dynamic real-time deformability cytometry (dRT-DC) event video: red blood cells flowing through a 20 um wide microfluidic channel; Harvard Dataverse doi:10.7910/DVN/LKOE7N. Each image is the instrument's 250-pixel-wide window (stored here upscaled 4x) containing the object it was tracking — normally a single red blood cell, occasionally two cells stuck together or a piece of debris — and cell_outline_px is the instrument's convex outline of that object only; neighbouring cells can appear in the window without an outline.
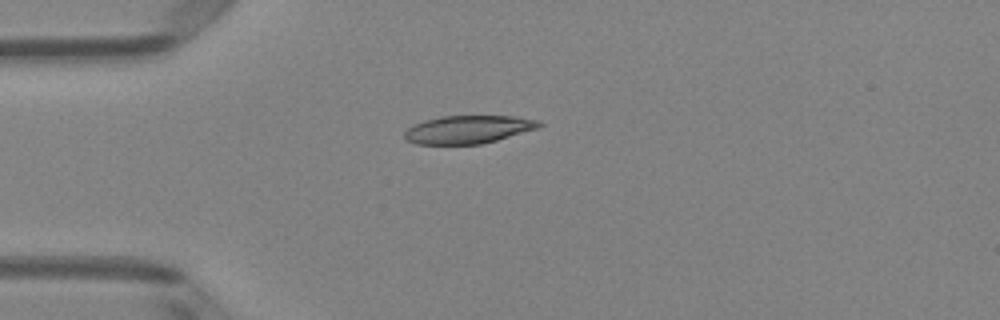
{"species": "Egyptian fruit bat (a non-hibernating species)", "species_latin": "Rousettus aegyptiacus", "temperature_condition": "room temperature", "stored_images_in_passage": 38, "camera_frame_rate_fps": 3000, "um_per_image_px": 0.085, "animal": {"sex": "female"}, "frame": {"image": 1, "passage_image": 1, "time_ms": 0.0, "image_size_px": [1000, 320], "cell_outline_px": [[544, 124], [540, 128], [496, 140], [480, 144], [416, 144], [408, 140], [404, 136], [404, 132], [408, 128], [424, 120], [440, 116], [516, 116], [540, 120]], "centroid_in_image_um": [39.85, 10.99], "position_along_channel_um": 45.1, "area_um2": 22.02}}
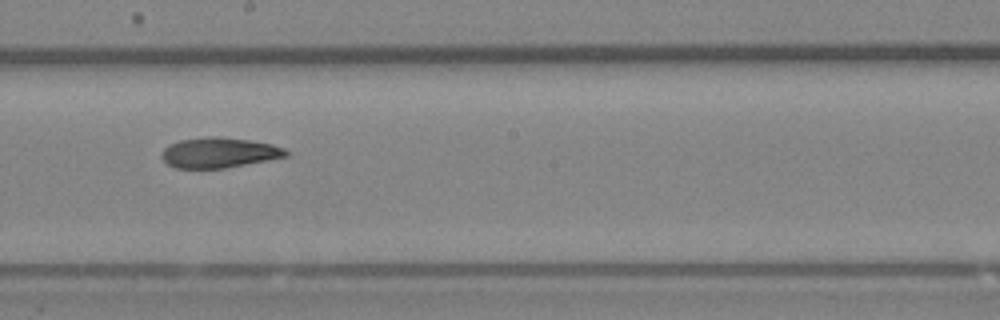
{"frame": {"image": 2, "passage_image": 16, "time_ms": 5.0, "image_size_px": [1000, 320], "cell_outline_px": [[292, 152], [288, 156], [268, 160], [224, 168], [176, 168], [168, 164], [160, 156], [164, 148], [180, 140], [208, 136], [220, 136], [248, 140], [272, 144], [284, 148]], "centroid_in_image_um": [18.65, 12.97], "position_along_channel_um": 229.5, "area_um2": 21.91}}
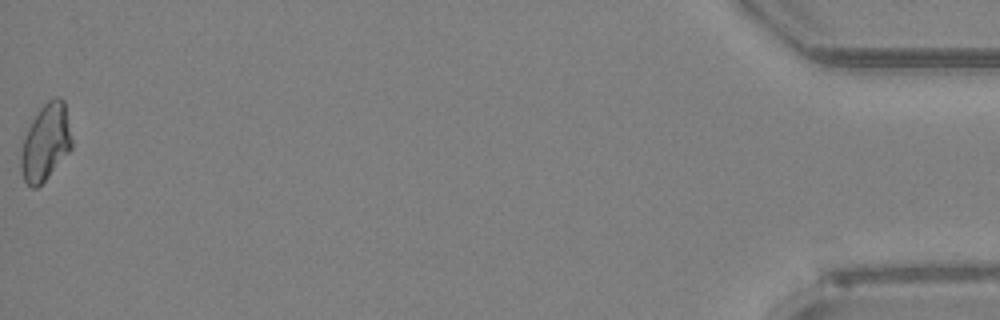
{"frame": {"image": 3, "passage_image": 38, "time_ms": 12.333, "image_size_px": [1000, 320], "cell_outline_px": [[72, 148], [48, 176], [36, 188], [32, 188], [24, 180], [20, 168], [20, 152], [28, 128], [32, 120], [40, 108], [48, 100], [56, 96], [60, 96], [64, 100], [72, 140]], "centroid_in_image_um": [3.88, 12.08], "position_along_channel_um": 431.3, "area_um2": 22.48}, "authors_computed_cell_mechanics": {"area_um2": 22.1663, "velocity_mm_per_s": 4.0694, "shape_relaxation_time_tau1_ms": 6.4878, "shape_relaxation_time_tau2_ms": 7.0013, "deformation_change_tau1": 0.1676, "deformation_change_tau2": 0.1281}}